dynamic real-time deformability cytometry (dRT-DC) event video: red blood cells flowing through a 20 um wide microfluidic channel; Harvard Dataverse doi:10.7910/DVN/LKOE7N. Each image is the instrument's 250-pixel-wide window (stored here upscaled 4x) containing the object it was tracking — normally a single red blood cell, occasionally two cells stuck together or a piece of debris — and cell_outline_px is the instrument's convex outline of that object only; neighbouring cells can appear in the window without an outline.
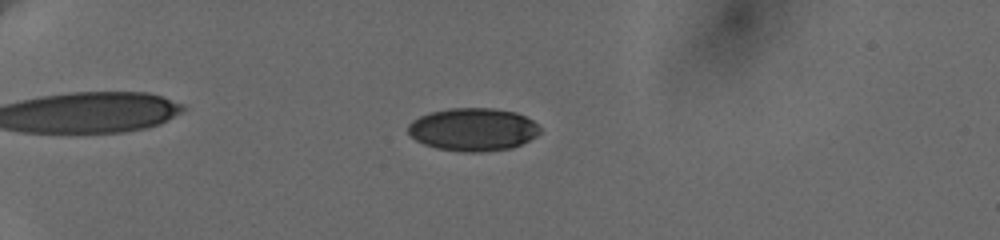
{"species": "human", "species_latin": "Homo sapiens", "temperature_condition": "cold", "stored_images_in_passage": 60, "camera_frame_rate_fps": 3000, "um_per_image_px": 0.085, "donor": {"sex": "female"}, "frame": {"image": 1, "passage_image": 18, "time_ms": 5.667, "image_size_px": [1000, 240], "cell_outline_px": [[540, 132], [536, 136], [512, 148], [484, 152], [464, 152], [436, 148], [424, 144], [416, 140], [408, 132], [408, 124], [412, 120], [420, 116], [432, 112], [452, 108], [492, 108], [516, 112], [532, 120], [540, 128]], "centroid_in_image_um": [40.2, 11.01], "position_along_channel_um": 44.8, "area_um2": 32.89}}
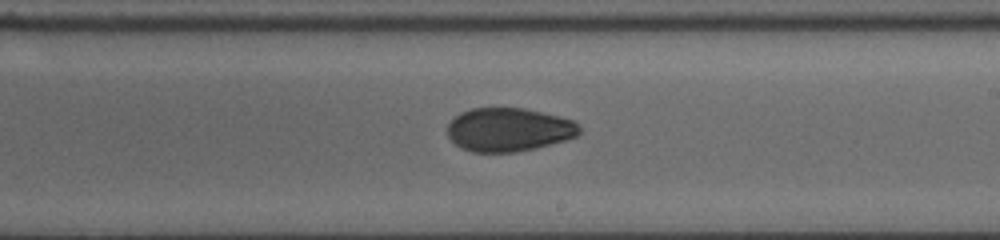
{"frame": {"image": 2, "passage_image": 39, "time_ms": 12.667, "image_size_px": [1000, 240], "cell_outline_px": [[580, 132], [576, 136], [564, 140], [536, 148], [516, 152], [472, 152], [456, 144], [448, 136], [448, 124], [460, 112], [472, 108], [524, 108], [572, 120], [580, 124]], "centroid_in_image_um": [43.24, 11.02], "position_along_channel_um": 245.8, "area_um2": 33.23}}
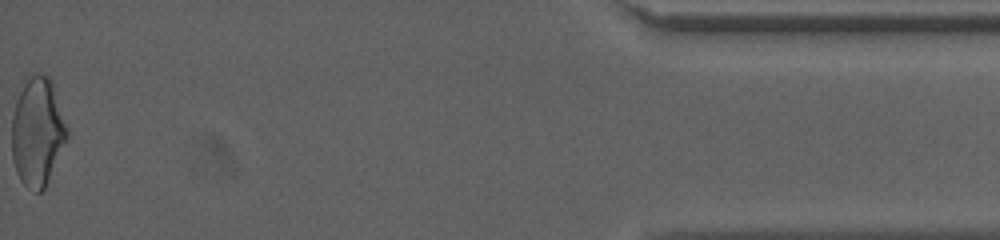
{"frame": {"image": 3, "passage_image": 60, "time_ms": 19.667, "image_size_px": [1000, 240], "cell_outline_px": [[68, 136], [44, 188], [40, 192], [36, 192], [24, 184], [20, 180], [16, 172], [12, 160], [12, 116], [16, 100], [24, 76], [48, 76], [52, 80], [68, 128]], "centroid_in_image_um": [3.17, 11.17], "position_along_channel_um": 432.0, "area_um2": 34.91}, "authors_computed_cell_mechanics": {"area_um2": 33.3217, "velocity_mm_per_s": 3.6686, "shape_relaxation_time_tau1_ms": 10.5862, "shape_relaxation_time_tau2_ms": 3.6807, "deformation_change_tau1": 0.181, "deformation_change_tau2": 0.0649}}